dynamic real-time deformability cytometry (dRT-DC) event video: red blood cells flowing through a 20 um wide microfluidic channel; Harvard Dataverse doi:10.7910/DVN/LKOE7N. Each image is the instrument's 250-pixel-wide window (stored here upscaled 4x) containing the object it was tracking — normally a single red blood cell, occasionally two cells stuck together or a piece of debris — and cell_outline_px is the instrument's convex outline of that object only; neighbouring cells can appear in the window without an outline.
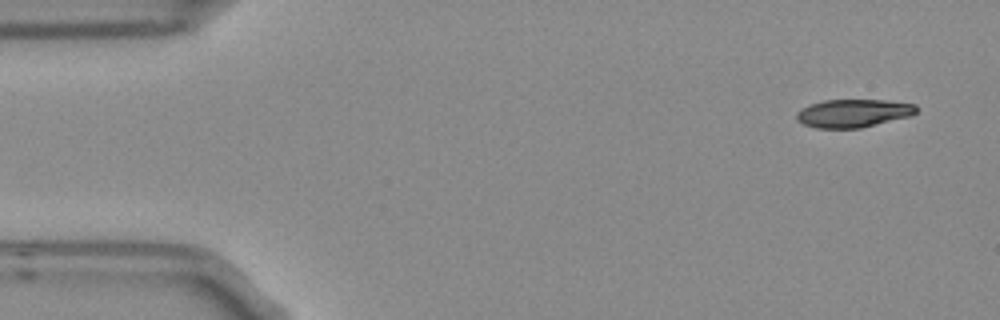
{"species": "Egyptian fruit bat (a non-hibernating species)", "species_latin": "Rousettus aegyptiacus", "temperature_condition": "room temperature", "stored_images_in_passage": 10, "camera_frame_rate_fps": 3000, "um_per_image_px": 0.085, "frame": {"image": 1, "passage_image": 1, "time_ms": 0.0, "image_size_px": [1000, 320], "cell_outline_px": [[916, 112], [912, 116], [860, 128], [816, 128], [804, 124], [796, 120], [796, 112], [812, 104], [824, 100], [884, 100], [916, 104]], "centroid_in_image_um": [72.55, 9.63], "position_along_channel_um": 12.5, "area_um2": 19.54}}
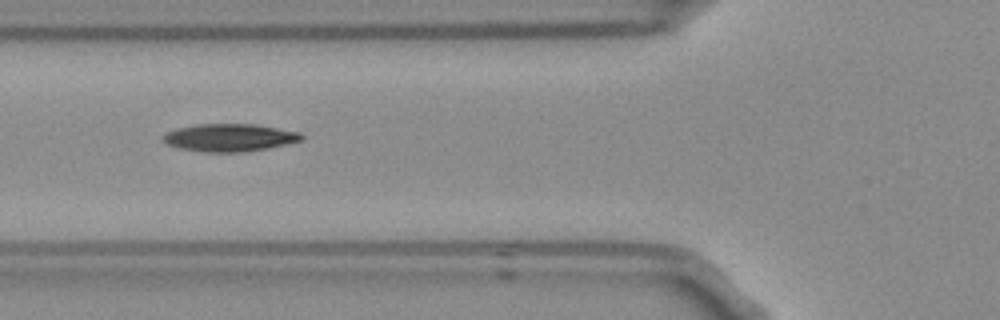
{"frame": {"image": 2, "passage_image": 5, "time_ms": 1.333, "image_size_px": [1000, 320], "cell_outline_px": [[304, 136], [300, 140], [268, 148], [244, 152], [204, 152], [180, 148], [168, 144], [164, 140], [164, 136], [168, 132], [176, 128], [196, 124], [256, 124], [300, 132]], "centroid_in_image_um": [19.52, 11.69], "position_along_channel_um": 106.3, "area_um2": 22.08}}
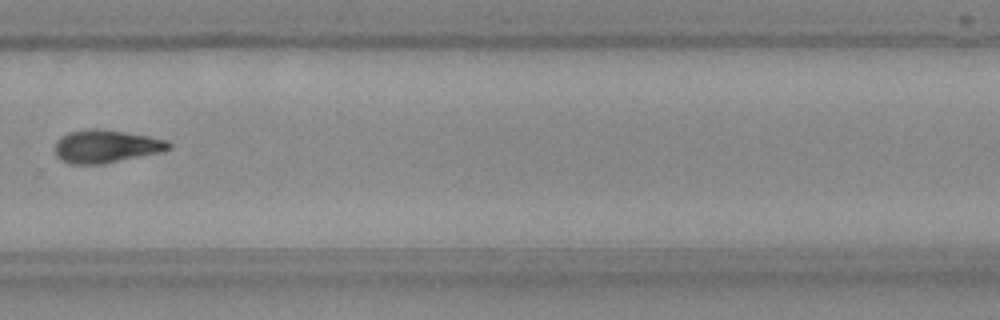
{"frame": {"image": 3, "passage_image": 10, "time_ms": 3.0, "image_size_px": [1000, 320], "cell_outline_px": [[172, 148], [164, 152], [104, 164], [68, 164], [60, 160], [56, 156], [56, 140], [60, 136], [68, 132], [88, 128], [96, 128], [124, 132], [148, 136], [164, 140], [172, 144]], "centroid_in_image_um": [9.0, 12.45], "position_along_channel_um": 320.8, "area_um2": 22.14}}